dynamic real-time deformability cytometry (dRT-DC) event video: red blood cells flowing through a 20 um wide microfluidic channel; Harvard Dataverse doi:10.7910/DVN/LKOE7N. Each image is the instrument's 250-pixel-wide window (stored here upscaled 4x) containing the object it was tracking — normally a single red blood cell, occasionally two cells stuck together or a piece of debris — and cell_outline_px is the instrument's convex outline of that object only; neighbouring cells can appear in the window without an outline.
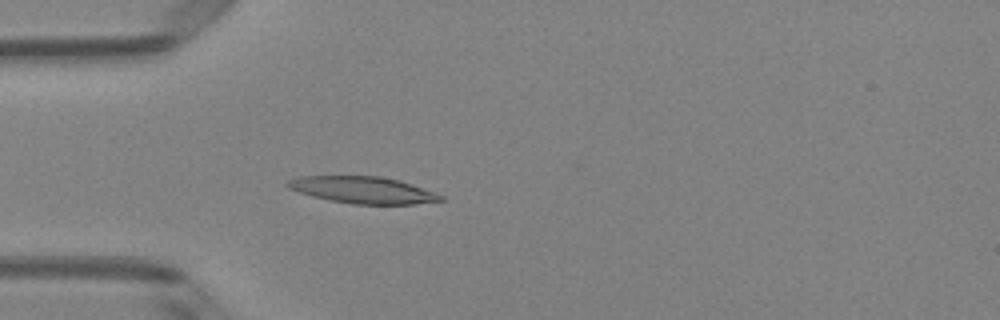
{"species": "Egyptian fruit bat (a non-hibernating species)", "species_latin": "Rousettus aegyptiacus", "temperature_condition": "room temperature", "stored_images_in_passage": 49, "camera_frame_rate_fps": 3000, "um_per_image_px": 0.085, "animal": {"sex": "female"}, "frame": {"image": 1, "passage_image": 14, "time_ms": 4.333, "image_size_px": [1000, 320], "cell_outline_px": [[444, 200], [416, 204], [352, 204], [328, 200], [312, 196], [288, 188], [284, 184], [288, 180], [296, 176], [380, 176], [400, 180], [436, 192], [444, 196]], "centroid_in_image_um": [30.85, 16.14], "position_along_channel_um": 54.2, "area_um2": 24.1}}
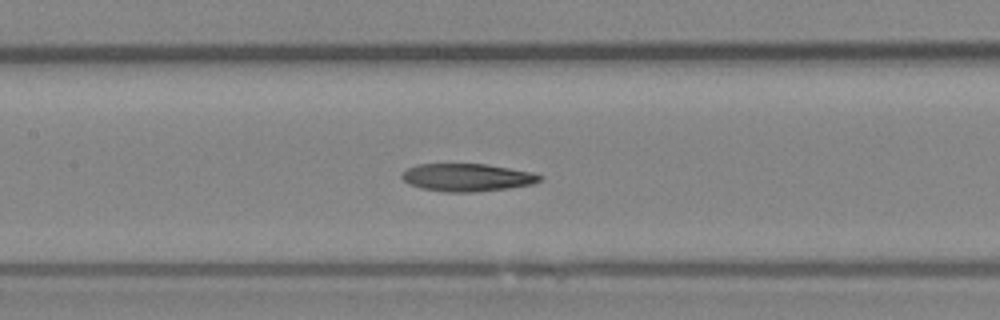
{"frame": {"image": 2, "passage_image": 23, "time_ms": 7.333, "image_size_px": [1000, 320], "cell_outline_px": [[544, 176], [540, 180], [532, 184], [508, 188], [472, 192], [448, 192], [420, 188], [408, 184], [400, 176], [400, 172], [416, 164], [484, 164], [532, 172]], "centroid_in_image_um": [39.65, 15.08], "position_along_channel_um": 167.7, "area_um2": 22.25}}
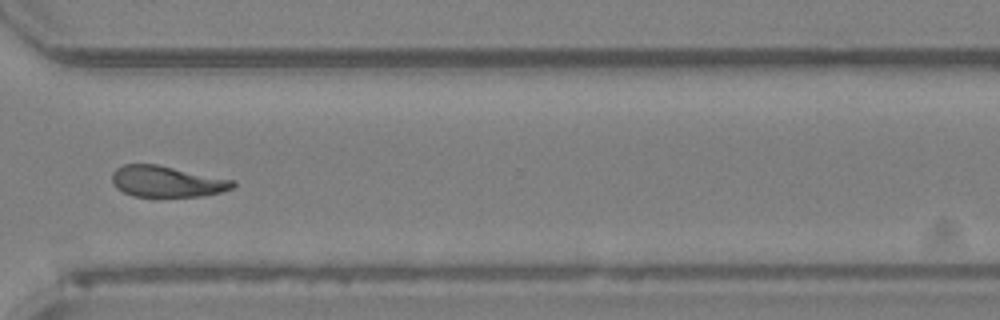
{"frame": {"image": 3, "passage_image": 37, "time_ms": 12.0, "image_size_px": [1000, 320], "cell_outline_px": [[236, 184], [232, 188], [220, 192], [204, 196], [132, 196], [116, 188], [112, 184], [112, 172], [116, 168], [124, 164], [156, 164], [236, 180]], "centroid_in_image_um": [14.17, 15.42], "position_along_channel_um": 356.4, "area_um2": 21.96}, "authors_computed_cell_mechanics": {"area_um2": 22.7154, "velocity_mm_per_s": 4.0319, "shape_relaxation_time_tau1_ms": null, "shape_relaxation_time_tau2_ms": 8.1629, "deformation_change_tau1": null, "deformation_change_tau2": 0.17}}